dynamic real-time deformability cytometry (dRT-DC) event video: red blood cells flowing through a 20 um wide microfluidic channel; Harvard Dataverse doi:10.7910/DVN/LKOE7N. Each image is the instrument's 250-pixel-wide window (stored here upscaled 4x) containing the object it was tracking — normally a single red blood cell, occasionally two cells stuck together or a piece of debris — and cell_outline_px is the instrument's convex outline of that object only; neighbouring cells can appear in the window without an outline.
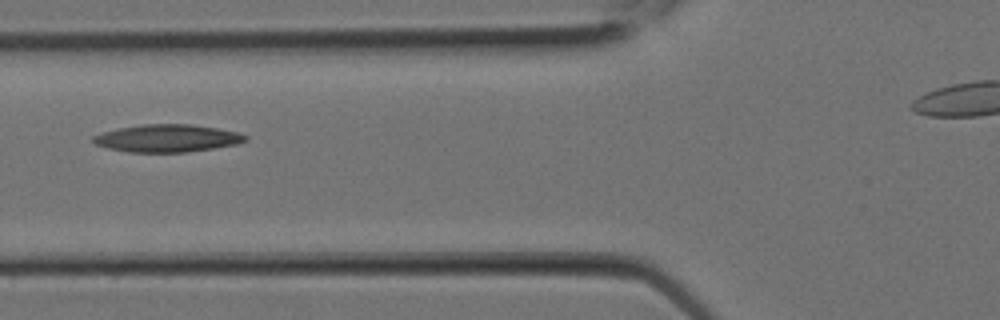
{"species": "Egyptian fruit bat (a non-hibernating species)", "species_latin": "Rousettus aegyptiacus", "temperature_condition": "room temperature", "stored_images_in_passage": 4, "camera_frame_rate_fps": 3000, "um_per_image_px": 0.085, "animal": {"sex": "female"}, "frame": {"image": 1, "passage_image": 3, "time_ms": 0.667, "image_size_px": [1000, 320], "cell_outline_px": [[248, 140], [236, 144], [188, 152], [128, 152], [108, 148], [96, 144], [92, 140], [92, 136], [104, 132], [120, 128], [144, 124], [188, 124], [216, 128], [236, 132], [248, 136]], "centroid_in_image_um": [14.21, 11.75], "position_along_channel_um": 111.6, "area_um2": 24.16}}